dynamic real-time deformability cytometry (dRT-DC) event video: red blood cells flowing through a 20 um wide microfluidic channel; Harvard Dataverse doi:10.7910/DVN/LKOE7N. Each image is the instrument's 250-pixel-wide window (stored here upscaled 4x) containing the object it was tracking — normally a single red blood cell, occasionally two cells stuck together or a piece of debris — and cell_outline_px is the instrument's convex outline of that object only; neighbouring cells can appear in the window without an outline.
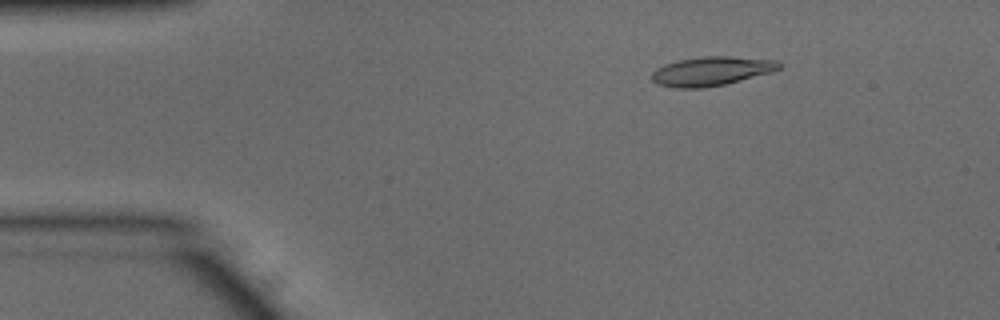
{"species": "common noctule bat (a hibernating species)", "species_latin": "Nyctalus noctula", "temperature_condition": "warm", "stored_images_in_passage": 19, "camera_frame_rate_fps": 3000, "um_per_image_px": 0.085, "animal": {"sex": "male", "body_mass_g": 15.6}, "frame": {"image": 1, "passage_image": 8, "time_ms": 2.333, "image_size_px": [1000, 320], "cell_outline_px": [[784, 64], [780, 68], [772, 72], [724, 84], [704, 88], [676, 88], [656, 84], [652, 80], [652, 72], [656, 68], [664, 64], [680, 60], [704, 56], [728, 56], [776, 60]], "centroid_in_image_um": [60.47, 6.05], "position_along_channel_um": 24.5, "area_um2": 21.56}}
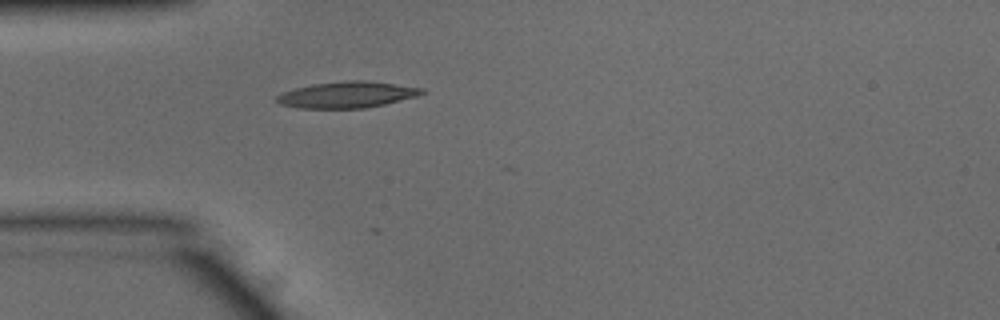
{"frame": {"image": 2, "passage_image": 15, "time_ms": 4.667, "image_size_px": [1000, 320], "cell_outline_px": [[428, 92], [416, 96], [384, 104], [364, 108], [300, 108], [280, 104], [276, 100], [276, 96], [280, 92], [312, 84], [348, 80], [368, 80], [424, 88]], "centroid_in_image_um": [29.5, 8.04], "position_along_channel_um": 55.5, "area_um2": 22.25}}